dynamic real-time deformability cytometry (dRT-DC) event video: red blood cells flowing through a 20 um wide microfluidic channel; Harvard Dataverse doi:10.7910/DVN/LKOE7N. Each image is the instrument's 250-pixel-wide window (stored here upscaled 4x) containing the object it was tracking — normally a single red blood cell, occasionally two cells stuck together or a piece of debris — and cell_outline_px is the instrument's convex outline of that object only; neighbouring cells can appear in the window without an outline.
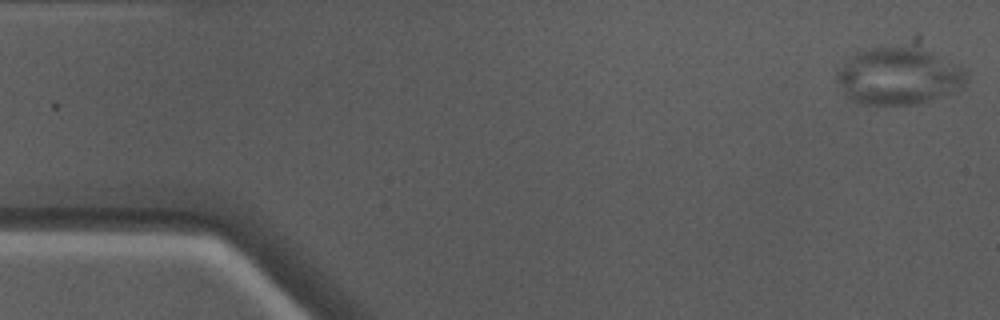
{"species": "Egyptian fruit bat (a non-hibernating species)", "species_latin": "Rousettus aegyptiacus", "temperature_condition": "warm", "stored_images_in_passage": 49, "camera_frame_rate_fps": 3000, "um_per_image_px": 0.085, "animal": {"sex": "male"}, "frame": {"image": 1, "passage_image": 1, "time_ms": 0.0, "image_size_px": [1000, 320], "cell_outline_px": [[968, 80], [964, 84], [948, 92], [928, 100], [916, 104], [864, 104], [852, 100], [844, 92], [836, 80], [836, 72], [856, 52], [864, 48], [908, 48], [928, 52], [960, 64], [968, 72]], "centroid_in_image_um": [76.37, 6.48], "position_along_channel_um": 8.6, "area_um2": 42.02}}
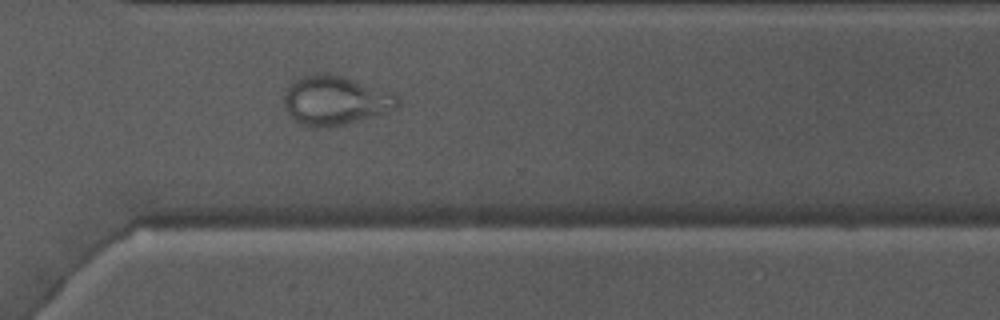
{"frame": {"image": 2, "passage_image": 35, "time_ms": 11.333, "image_size_px": [1000, 320], "cell_outline_px": [[400, 104], [396, 108], [372, 116], [344, 124], [328, 128], [316, 128], [300, 124], [288, 112], [284, 104], [284, 96], [292, 80], [316, 72], [328, 72], [392, 92], [400, 96]], "centroid_in_image_um": [28.49, 8.52], "position_along_channel_um": 342.1, "area_um2": 32.48}}
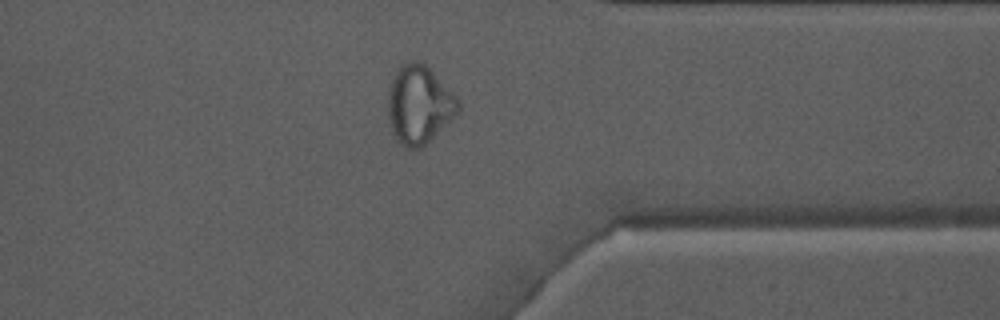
{"frame": {"image": 3, "passage_image": 38, "time_ms": 12.333, "image_size_px": [1000, 320], "cell_outline_px": [[460, 112], [432, 140], [420, 148], [408, 148], [396, 136], [392, 128], [388, 116], [388, 92], [392, 76], [396, 68], [404, 60], [420, 60], [460, 100]], "centroid_in_image_um": [35.64, 8.86], "position_along_channel_um": 375.8, "area_um2": 32.19}}